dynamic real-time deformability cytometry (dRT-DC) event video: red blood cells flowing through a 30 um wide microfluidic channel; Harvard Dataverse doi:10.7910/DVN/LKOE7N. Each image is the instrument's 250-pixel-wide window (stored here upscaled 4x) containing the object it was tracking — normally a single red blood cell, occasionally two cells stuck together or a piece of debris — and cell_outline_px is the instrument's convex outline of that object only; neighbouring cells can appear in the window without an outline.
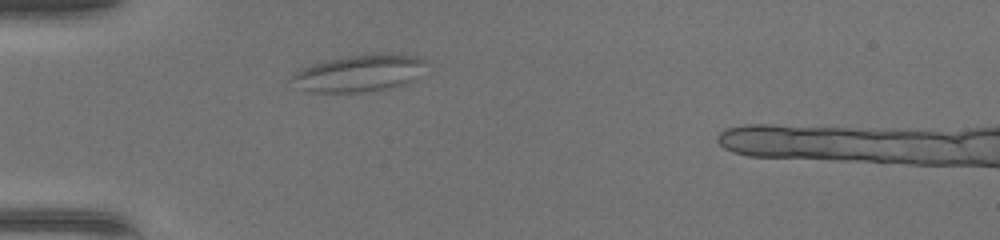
{"species": "common noctule bat (a hibernating species)", "species_latin": "Nyctalus noctula", "temperature_condition": "warm", "stored_images_in_passage": 31, "camera_frame_rate_fps": 3000, "um_per_image_px": 0.085, "animal": {"sex": "female", "body_mass_g": 17.0, "forearm_length_mm": 48.0}, "frame": {"image": 1, "passage_image": 1, "time_ms": 0.0, "image_size_px": [1000, 240], "cell_outline_px": [[428, 64], [408, 84], [396, 88], [368, 92], [308, 92], [288, 80], [288, 76], [292, 72], [300, 68], [312, 64], [328, 60], [348, 56], [380, 52], [392, 52], [420, 56]], "centroid_in_image_um": [30.55, 6.21], "position_along_channel_um": 54.5, "area_um2": 29.82}}
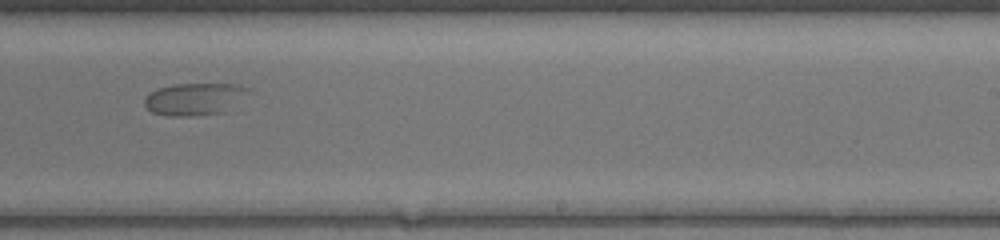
{"frame": {"image": 2, "passage_image": 17, "time_ms": 5.333, "image_size_px": [1000, 240], "cell_outline_px": [[252, 92], [228, 112], [196, 116], [168, 116], [152, 112], [144, 104], [144, 100], [152, 92], [160, 88], [176, 84], [236, 84], [248, 88]], "centroid_in_image_um": [16.64, 8.44], "position_along_channel_um": 272.4, "area_um2": 19.77}}
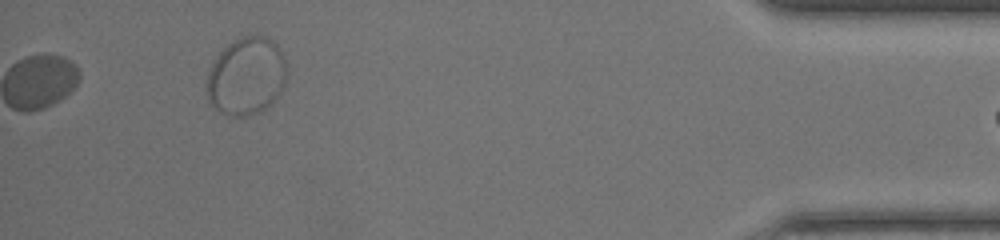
{"frame": {"image": 3, "passage_image": 31, "time_ms": 10.0, "image_size_px": [1000, 240], "cell_outline_px": [[288, 76], [284, 88], [264, 108], [248, 116], [236, 116], [220, 112], [208, 100], [208, 72], [216, 56], [228, 44], [240, 36], [256, 32], [272, 40], [276, 44], [284, 60], [288, 72]], "centroid_in_image_um": [20.96, 6.42], "position_along_channel_um": 414.2, "area_um2": 36.18}}